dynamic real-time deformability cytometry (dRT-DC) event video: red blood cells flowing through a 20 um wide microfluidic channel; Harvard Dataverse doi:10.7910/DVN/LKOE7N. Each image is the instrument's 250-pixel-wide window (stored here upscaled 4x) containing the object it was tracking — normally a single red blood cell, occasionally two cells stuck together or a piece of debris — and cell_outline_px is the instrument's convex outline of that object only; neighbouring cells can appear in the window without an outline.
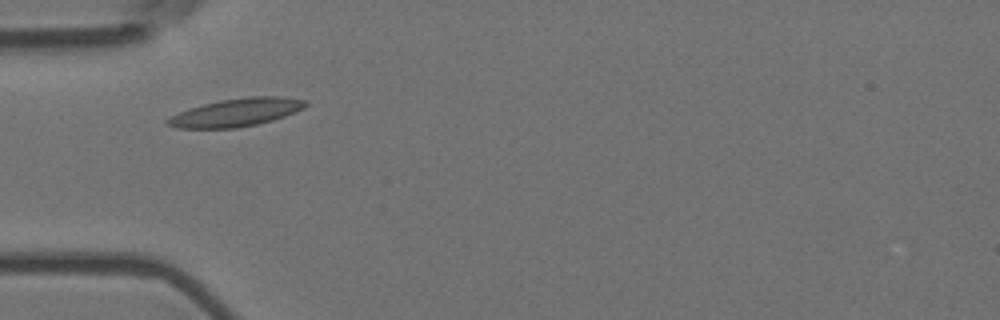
{"species": "Egyptian fruit bat (a non-hibernating species)", "species_latin": "Rousettus aegyptiacus", "temperature_condition": "room temperature", "stored_images_in_passage": 3, "camera_frame_rate_fps": 3000, "um_per_image_px": 0.085, "animal": {"sex": "female"}, "frame": {"image": 1, "passage_image": 2, "time_ms": 0.333, "image_size_px": [1000, 320], "cell_outline_px": [[308, 104], [304, 108], [296, 112], [272, 120], [256, 124], [236, 128], [176, 128], [164, 124], [164, 120], [188, 108], [220, 100], [248, 96], [280, 96], [308, 100]], "centroid_in_image_um": [20.09, 9.55], "position_along_channel_um": 64.9, "area_um2": 22.6}}
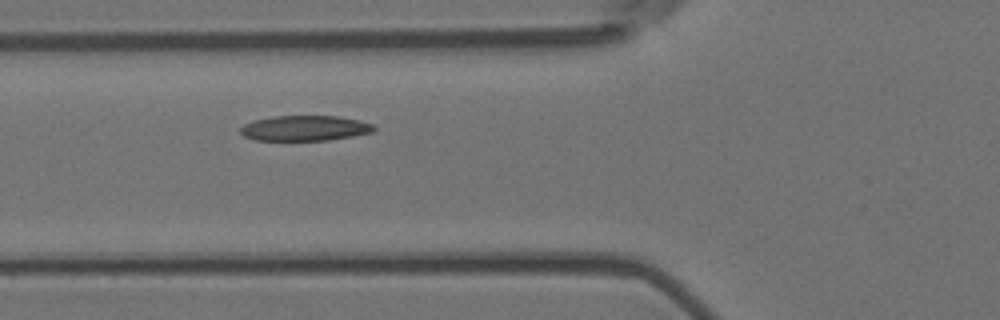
{"frame": {"image": 2, "passage_image": 3, "time_ms": 0.667, "image_size_px": [1000, 320], "cell_outline_px": [[376, 128], [372, 132], [352, 136], [328, 140], [252, 140], [244, 136], [240, 132], [240, 128], [244, 124], [252, 120], [272, 116], [336, 116], [360, 120], [372, 124]], "centroid_in_image_um": [25.87, 10.89], "position_along_channel_um": 99.9, "area_um2": 19.71}}